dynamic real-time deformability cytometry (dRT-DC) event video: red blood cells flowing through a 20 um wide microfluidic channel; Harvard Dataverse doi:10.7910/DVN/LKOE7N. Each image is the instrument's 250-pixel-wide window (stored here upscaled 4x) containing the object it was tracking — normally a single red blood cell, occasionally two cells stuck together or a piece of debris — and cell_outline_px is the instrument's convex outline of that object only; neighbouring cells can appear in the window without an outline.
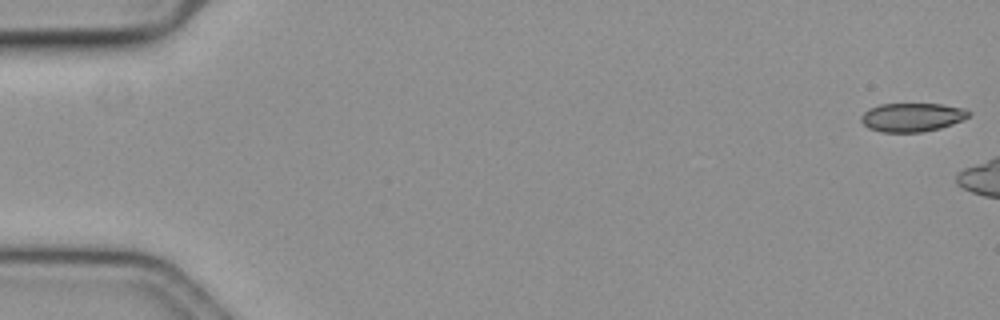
{"species": "common noctule bat (a hibernating species)", "species_latin": "Nyctalus noctula", "temperature_condition": "cold", "stored_images_in_passage": 48, "camera_frame_rate_fps": 3000, "um_per_image_px": 0.085, "animal": {"sex": "female", "body_mass_g": 19.3, "forearm_length_mm": 54.1}, "frame": {"image": 1, "passage_image": 1, "time_ms": 0.0, "image_size_px": [1000, 320], "cell_outline_px": [[972, 112], [964, 120], [940, 128], [924, 132], [880, 132], [868, 128], [860, 120], [860, 116], [868, 108], [880, 104], [940, 104], [964, 108]], "centroid_in_image_um": [77.52, 9.97], "position_along_channel_um": 7.5, "area_um2": 18.15}}
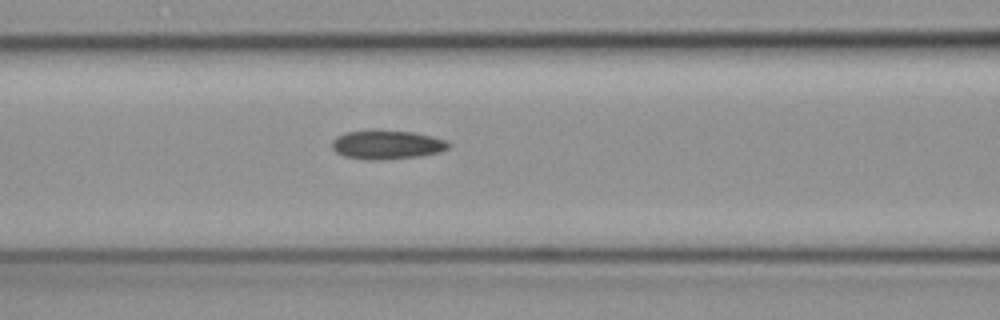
{"frame": {"image": 2, "passage_image": 25, "time_ms": 8.0, "image_size_px": [1000, 320], "cell_outline_px": [[452, 144], [448, 148], [440, 152], [420, 156], [380, 160], [368, 160], [344, 156], [336, 152], [332, 148], [332, 140], [336, 136], [348, 132], [412, 132], [432, 136], [448, 140]], "centroid_in_image_um": [32.93, 12.33], "position_along_channel_um": 133.7, "area_um2": 19.25}}
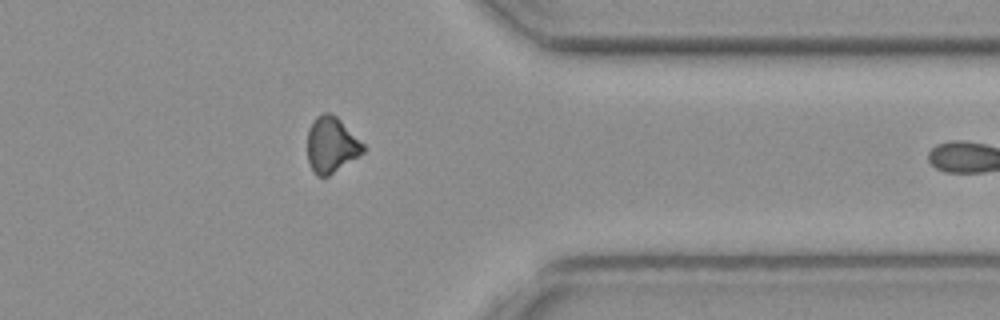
{"frame": {"image": 3, "passage_image": 47, "time_ms": 15.333, "image_size_px": [1000, 320], "cell_outline_px": [[364, 152], [328, 176], [316, 176], [312, 172], [308, 160], [308, 128], [316, 116], [324, 112], [328, 112], [336, 116], [364, 144]], "centroid_in_image_um": [28.14, 12.31], "position_along_channel_um": 383.3, "area_um2": 17.98}}